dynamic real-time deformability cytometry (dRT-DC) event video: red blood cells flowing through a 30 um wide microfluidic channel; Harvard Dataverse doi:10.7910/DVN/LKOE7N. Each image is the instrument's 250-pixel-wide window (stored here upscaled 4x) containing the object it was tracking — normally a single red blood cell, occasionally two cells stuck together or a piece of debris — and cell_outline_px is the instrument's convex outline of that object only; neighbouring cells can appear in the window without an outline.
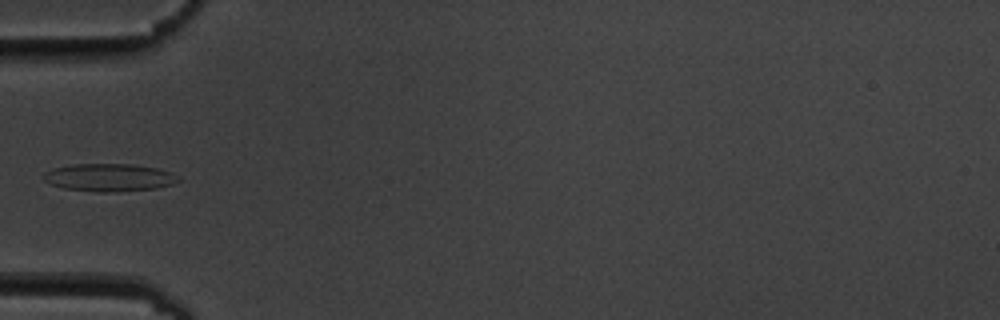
{"species": "common noctule bat (a hibernating species)", "species_latin": "Nyctalus noctula", "temperature_condition": "cold", "stored_images_in_passage": 6, "camera_frame_rate_fps": 3000, "um_per_image_px": 0.085, "animal": {"sex": "male", "body_mass_g": 19.5, "forearm_length_mm": 54.6}, "frame": {"image": 1, "passage_image": 6, "time_ms": 5.667, "image_size_px": [1000, 320], "cell_outline_px": [[180, 180], [172, 184], [156, 188], [116, 192], [100, 192], [64, 188], [52, 184], [44, 180], [44, 172], [52, 168], [72, 164], [132, 164], [156, 168], [180, 176]], "centroid_in_image_um": [9.28, 15.08], "position_along_channel_um": 75.7, "area_um2": 21.68}}